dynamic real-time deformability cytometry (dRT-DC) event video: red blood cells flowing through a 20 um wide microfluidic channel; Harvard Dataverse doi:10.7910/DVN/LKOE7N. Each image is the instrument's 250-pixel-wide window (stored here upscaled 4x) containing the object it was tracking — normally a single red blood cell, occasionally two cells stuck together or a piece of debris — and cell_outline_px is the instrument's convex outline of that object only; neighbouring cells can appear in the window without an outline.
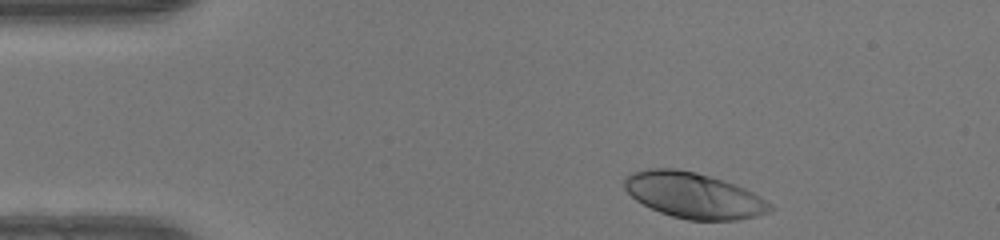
{"species": "human", "species_latin": "Homo sapiens", "temperature_condition": "warm", "stored_images_in_passage": 36, "camera_frame_rate_fps": 3000, "um_per_image_px": 0.085, "donor": {"sex": "female"}, "frame": {"image": 1, "passage_image": 2, "time_ms": 0.333, "image_size_px": [1000, 240], "cell_outline_px": [[776, 208], [772, 212], [756, 216], [736, 220], [688, 220], [672, 216], [660, 212], [636, 200], [624, 188], [624, 176], [632, 172], [648, 168], [676, 168], [696, 172], [744, 188], [760, 196], [772, 204]], "centroid_in_image_um": [58.97, 16.61], "position_along_channel_um": 26.0, "area_um2": 38.73}}
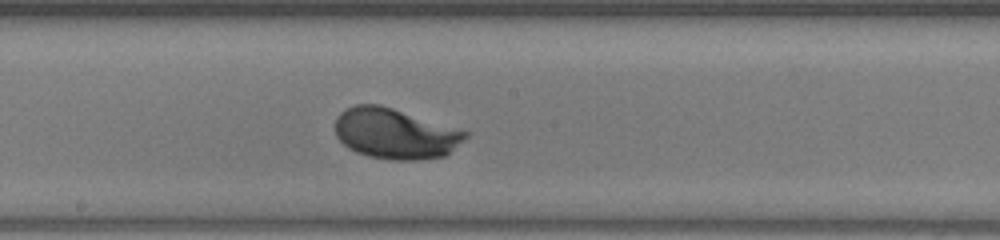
{"frame": {"image": 2, "passage_image": 21, "time_ms": 6.667, "image_size_px": [1000, 240], "cell_outline_px": [[468, 136], [444, 156], [416, 160], [392, 160], [368, 156], [356, 152], [348, 148], [336, 136], [336, 120], [340, 112], [356, 104], [380, 104], [468, 132]], "centroid_in_image_um": [33.55, 11.36], "position_along_channel_um": 214.6, "area_um2": 37.86}}
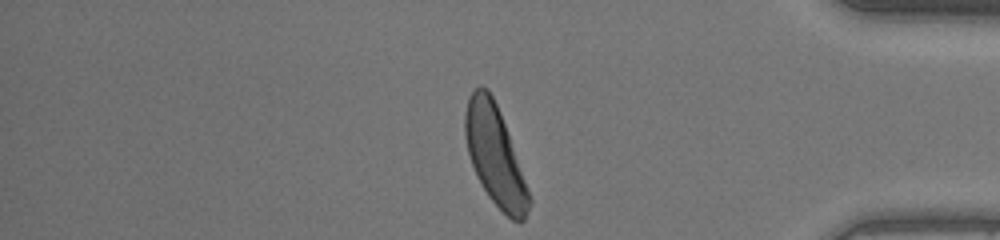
{"frame": {"image": 3, "passage_image": 36, "time_ms": 11.667, "image_size_px": [1000, 240], "cell_outline_px": [[532, 200], [524, 220], [520, 224], [512, 220], [488, 196], [476, 176], [468, 152], [464, 136], [464, 112], [468, 96], [480, 84], [488, 88], [496, 104], [504, 124]], "centroid_in_image_um": [42.04, 13.21], "position_along_channel_um": 393.2, "area_um2": 36.53}, "authors_computed_cell_mechanics": {"area_um2": 37.5122, "velocity_mm_per_s": 4.125, "shape_relaxation_time_tau1_ms": 2.7031, "shape_relaxation_time_tau2_ms": null, "deformation_change_tau1": 0.1992, "deformation_change_tau2": null}}